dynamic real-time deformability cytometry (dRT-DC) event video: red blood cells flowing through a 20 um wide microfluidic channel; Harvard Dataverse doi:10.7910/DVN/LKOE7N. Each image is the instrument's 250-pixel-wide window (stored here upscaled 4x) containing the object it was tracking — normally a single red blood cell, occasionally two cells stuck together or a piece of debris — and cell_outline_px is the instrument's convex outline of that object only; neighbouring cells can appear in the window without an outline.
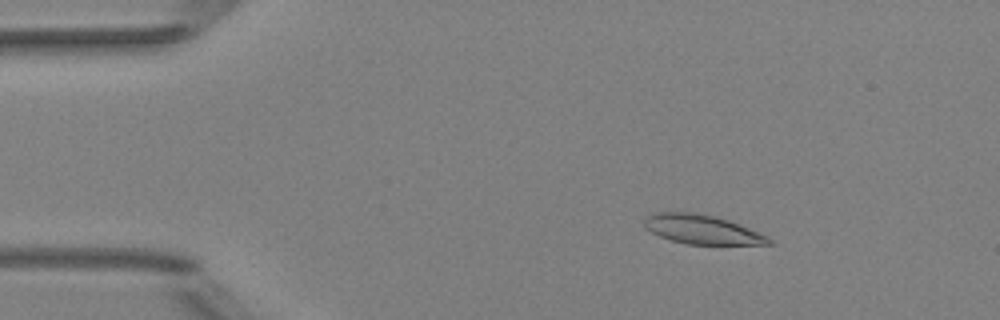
{"species": "Egyptian fruit bat (a non-hibernating species)", "species_latin": "Rousettus aegyptiacus", "temperature_condition": "room temperature", "stored_images_in_passage": 5, "camera_frame_rate_fps": 3000, "um_per_image_px": 0.085, "animal": {"sex": "female"}, "frame": {"image": 1, "passage_image": 2, "time_ms": 0.333, "image_size_px": [1000, 320], "cell_outline_px": [[776, 244], [688, 244], [672, 240], [660, 236], [644, 228], [644, 216], [652, 212], [696, 212], [728, 220], [740, 224], [768, 236]], "centroid_in_image_um": [59.65, 19.49], "position_along_channel_um": 25.3, "area_um2": 21.21}}
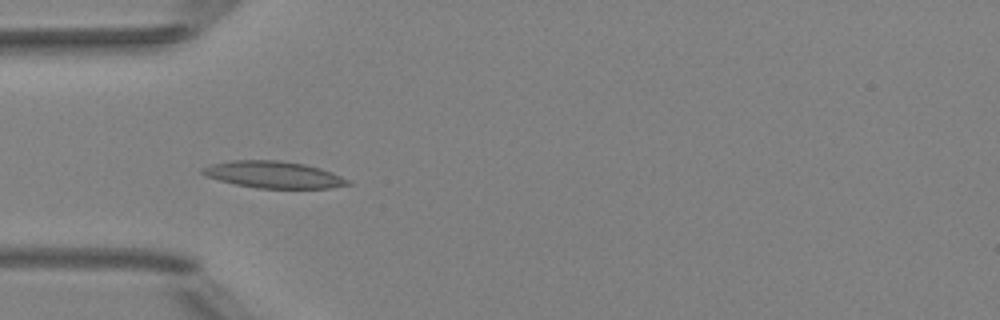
{"frame": {"image": 2, "passage_image": 4, "time_ms": 1.0, "image_size_px": [1000, 320], "cell_outline_px": [[352, 184], [332, 188], [256, 188], [236, 184], [220, 180], [208, 176], [200, 172], [200, 168], [212, 164], [228, 160], [280, 160], [304, 164], [320, 168], [332, 172], [348, 180]], "centroid_in_image_um": [23.25, 14.84], "position_along_channel_um": 61.8, "area_um2": 22.66}}
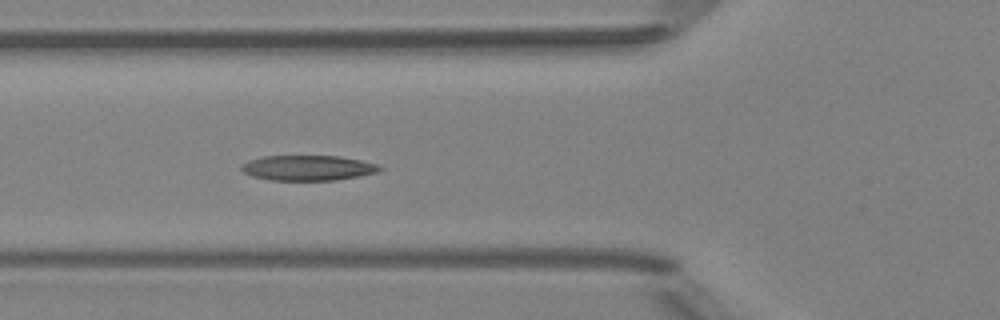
{"frame": {"image": 3, "passage_image": 5, "time_ms": 1.333, "image_size_px": [1000, 320], "cell_outline_px": [[384, 168], [376, 172], [360, 176], [336, 180], [272, 180], [252, 176], [244, 172], [240, 168], [240, 164], [248, 160], [260, 156], [340, 156], [380, 164]], "centroid_in_image_um": [26.17, 14.26], "position_along_channel_um": 99.6, "area_um2": 20.46}}